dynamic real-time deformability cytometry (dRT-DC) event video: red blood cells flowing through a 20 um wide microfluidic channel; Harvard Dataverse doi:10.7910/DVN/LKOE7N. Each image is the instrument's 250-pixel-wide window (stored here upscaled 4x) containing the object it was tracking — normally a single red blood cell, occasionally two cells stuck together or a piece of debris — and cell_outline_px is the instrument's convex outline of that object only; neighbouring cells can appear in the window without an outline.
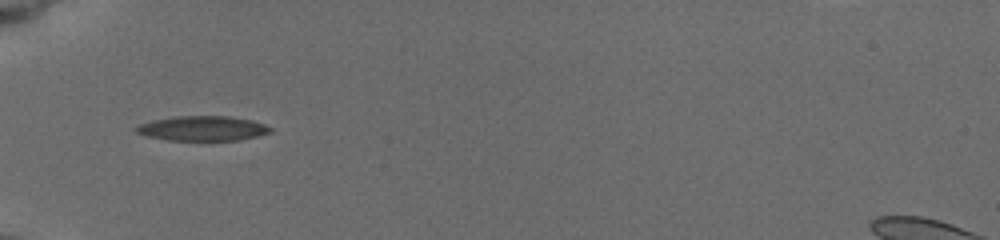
{"species": "common noctule bat (a hibernating species)", "species_latin": "Nyctalus noctula", "temperature_condition": "cold", "stored_images_in_passage": 18, "camera_frame_rate_fps": 3000, "um_per_image_px": 0.085, "animal": {"sex": "female", "body_mass_g": 19.5, "forearm_length_mm": 54.1}, "frame": {"image": 1, "passage_image": 1, "time_ms": 0.0, "image_size_px": [1000, 240], "cell_outline_px": [[272, 132], [240, 140], [168, 140], [148, 136], [136, 132], [132, 128], [140, 124], [152, 120], [176, 116], [228, 116], [252, 120], [264, 124], [272, 128]], "centroid_in_image_um": [17.21, 10.91], "position_along_channel_um": 67.8, "area_um2": 19.36}}
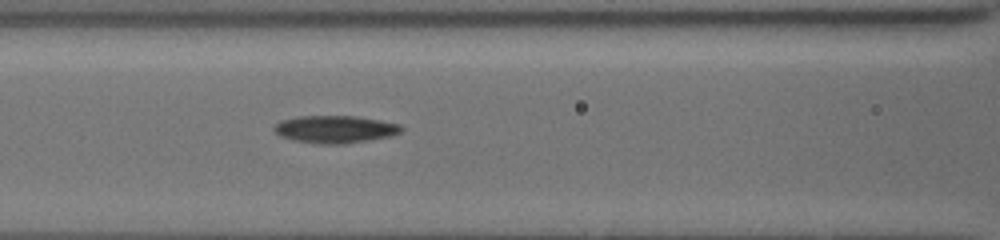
{"frame": {"image": 2, "passage_image": 12, "time_ms": 2.0, "image_size_px": [1000, 240], "cell_outline_px": [[404, 128], [400, 132], [392, 136], [344, 144], [324, 144], [296, 140], [280, 136], [272, 128], [280, 120], [296, 116], [356, 116], [400, 124]], "centroid_in_image_um": [28.49, 10.98], "position_along_channel_um": 138.1, "area_um2": 20.29}}
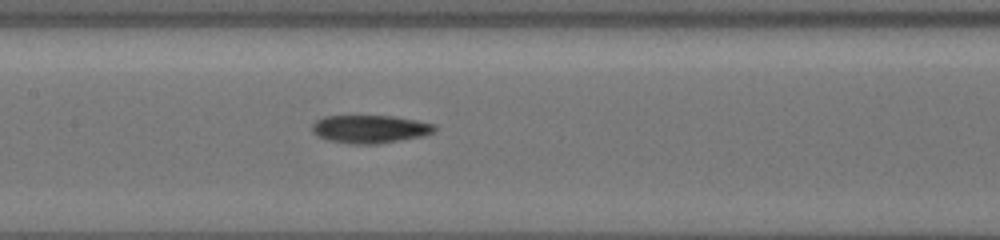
{"frame": {"image": 3, "passage_image": 16, "time_ms": 3.0, "image_size_px": [1000, 240], "cell_outline_px": [[436, 128], [432, 132], [420, 136], [376, 144], [352, 144], [328, 140], [312, 132], [312, 124], [316, 120], [324, 116], [392, 116], [432, 124]], "centroid_in_image_um": [31.37, 10.97], "position_along_channel_um": 176.0, "area_um2": 19.54}}